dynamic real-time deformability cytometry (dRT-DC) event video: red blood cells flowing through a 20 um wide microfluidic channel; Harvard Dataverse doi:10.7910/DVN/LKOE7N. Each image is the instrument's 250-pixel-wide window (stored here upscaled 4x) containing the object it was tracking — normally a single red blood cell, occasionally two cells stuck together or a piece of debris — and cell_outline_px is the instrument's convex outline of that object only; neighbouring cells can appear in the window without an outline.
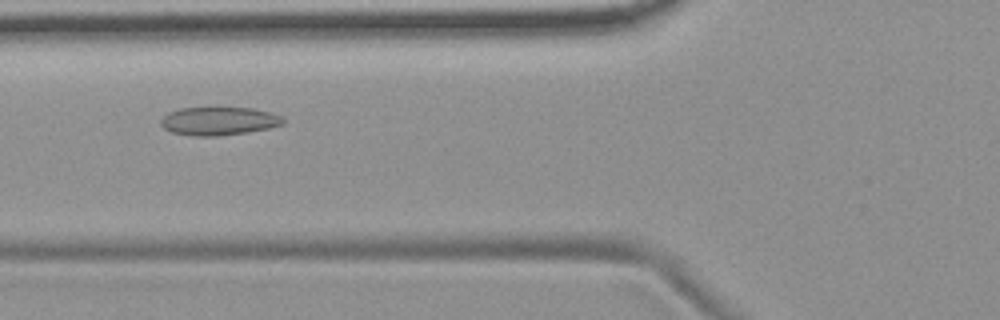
{"species": "common noctule bat (a hibernating species)", "species_latin": "Nyctalus noctula", "temperature_condition": "room temperature", "stored_images_in_passage": 13, "camera_frame_rate_fps": 3000, "um_per_image_px": 0.085, "animal": {"sex": "female", "body_mass_g": 19.9}, "frame": {"image": 1, "passage_image": 4, "time_ms": 4.333, "image_size_px": [1000, 320], "cell_outline_px": [[284, 124], [268, 128], [248, 132], [220, 136], [192, 136], [172, 132], [164, 128], [160, 124], [160, 120], [168, 112], [180, 108], [252, 108], [272, 112], [280, 116], [284, 120]], "centroid_in_image_um": [18.59, 10.29], "position_along_channel_um": 107.2, "area_um2": 20.17}}
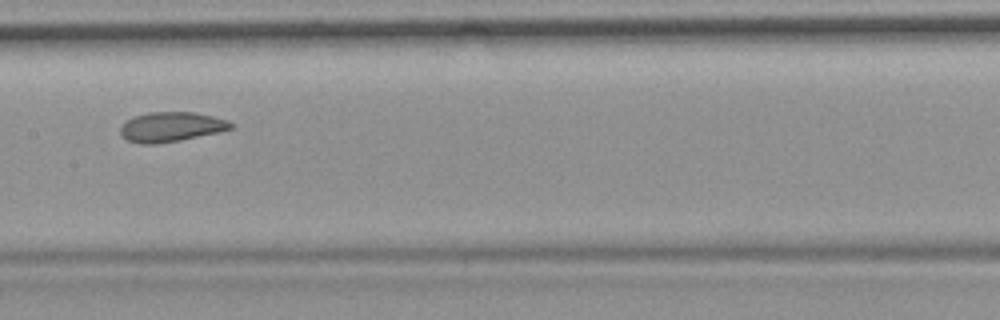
{"frame": {"image": 2, "passage_image": 6, "time_ms": 6.667, "image_size_px": [1000, 320], "cell_outline_px": [[236, 124], [232, 128], [216, 132], [180, 140], [152, 144], [140, 144], [128, 140], [120, 132], [120, 124], [124, 120], [148, 112], [196, 112], [228, 120]], "centroid_in_image_um": [14.53, 10.77], "position_along_channel_um": 192.9, "area_um2": 19.07}, "authors_computed_cell_mechanics": {"area_um2": 19.5942, "velocity_mm_per_s": 3.6676, "shape_relaxation_time_tau1_ms": 7.7113, "shape_relaxation_time_tau2_ms": null, "deformation_change_tau1": 0.1294, "deformation_change_tau2": null}}